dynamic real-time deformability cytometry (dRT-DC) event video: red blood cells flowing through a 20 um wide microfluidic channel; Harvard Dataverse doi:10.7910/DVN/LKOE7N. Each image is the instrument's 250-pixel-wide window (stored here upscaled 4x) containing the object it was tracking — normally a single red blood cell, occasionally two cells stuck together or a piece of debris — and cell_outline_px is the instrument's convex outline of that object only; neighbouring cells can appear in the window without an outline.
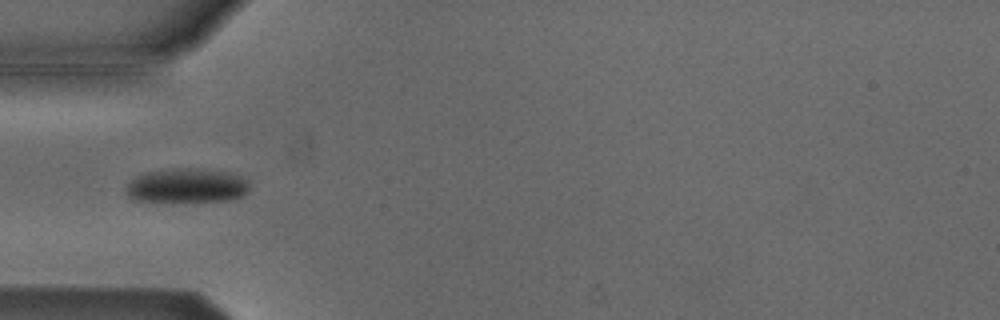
{"species": "Egyptian fruit bat (a non-hibernating species)", "species_latin": "Rousettus aegyptiacus", "temperature_condition": "cold", "stored_images_in_passage": 7, "camera_frame_rate_fps": 3000, "um_per_image_px": 0.085, "animal": {"sex": "male"}, "frame": {"image": 1, "passage_image": 5, "time_ms": 1.333, "image_size_px": [1000, 320], "cell_outline_px": [[248, 192], [244, 196], [232, 200], [172, 204], [132, 200], [124, 192], [128, 184], [136, 176], [148, 172], [176, 168], [232, 172], [248, 180]], "centroid_in_image_um": [15.87, 15.85], "position_along_channel_um": 69.1, "area_um2": 25.61}}
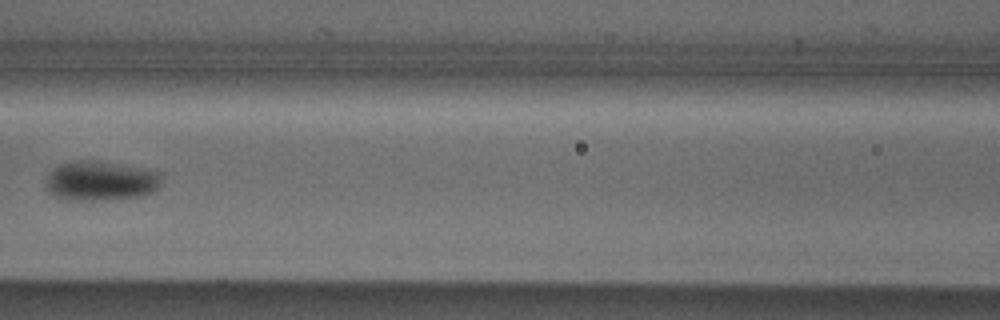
{"frame": {"image": 2, "passage_image": 7, "time_ms": 2.0, "image_size_px": [1000, 320], "cell_outline_px": [[160, 184], [152, 192], [140, 196], [104, 200], [64, 200], [52, 196], [48, 192], [48, 172], [60, 164], [76, 160], [92, 160], [116, 164], [160, 172]], "centroid_in_image_um": [8.5, 15.39], "position_along_channel_um": 158.1, "area_um2": 26.47}}